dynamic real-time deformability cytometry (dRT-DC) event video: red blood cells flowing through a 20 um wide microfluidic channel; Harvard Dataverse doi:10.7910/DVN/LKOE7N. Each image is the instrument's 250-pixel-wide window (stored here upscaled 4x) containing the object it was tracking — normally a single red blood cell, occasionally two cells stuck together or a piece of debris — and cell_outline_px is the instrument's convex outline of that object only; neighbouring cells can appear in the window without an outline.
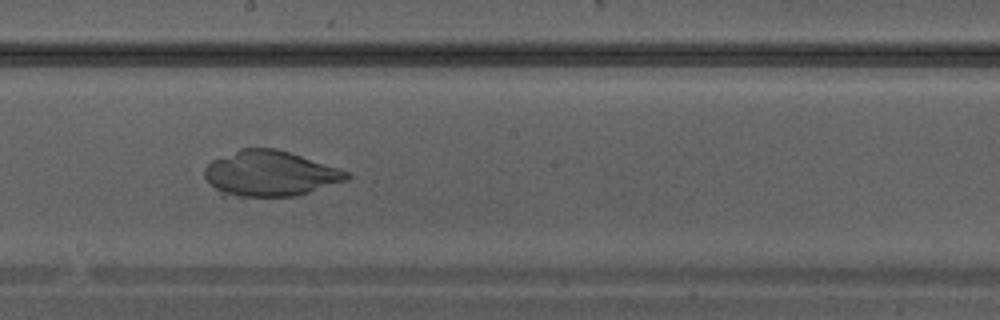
{"species": "Egyptian fruit bat (a non-hibernating species)", "species_latin": "Rousettus aegyptiacus", "temperature_condition": "warm", "stored_images_in_passage": 31, "camera_frame_rate_fps": 3000, "um_per_image_px": 0.085, "animal": {"sex": "male"}, "frame": {"image": 1, "passage_image": 18, "time_ms": 5.667, "image_size_px": [1000, 320], "cell_outline_px": [[352, 176], [348, 180], [296, 196], [220, 196], [204, 176], [204, 168], [212, 160], [240, 148], [276, 148], [340, 168], [348, 172]], "centroid_in_image_um": [22.94, 14.75], "position_along_channel_um": 225.3, "area_um2": 37.86}}